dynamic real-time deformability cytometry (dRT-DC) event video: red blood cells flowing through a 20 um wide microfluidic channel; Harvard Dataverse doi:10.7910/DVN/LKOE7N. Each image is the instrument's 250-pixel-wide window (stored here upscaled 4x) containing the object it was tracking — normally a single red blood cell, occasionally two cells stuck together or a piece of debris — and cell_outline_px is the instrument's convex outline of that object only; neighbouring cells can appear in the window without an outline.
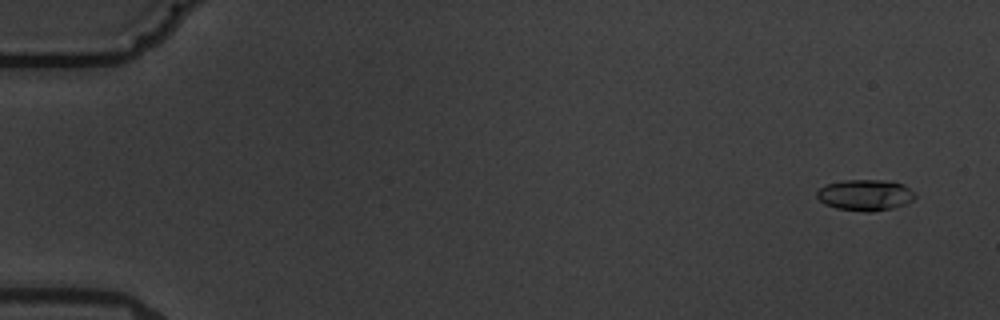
{"species": "common noctule bat (a hibernating species)", "species_latin": "Nyctalus noctula", "temperature_condition": "warm", "stored_images_in_passage": 8, "camera_frame_rate_fps": 3000, "um_per_image_px": 0.085, "animal": {"sex": "male", "body_mass_g": 19.5, "forearm_length_mm": 54.6}, "frame": {"image": 1, "passage_image": 1, "time_ms": 0.0, "image_size_px": [1000, 320], "cell_outline_px": [[916, 196], [912, 200], [904, 204], [892, 208], [872, 212], [868, 212], [836, 208], [824, 204], [816, 196], [816, 192], [820, 188], [828, 184], [844, 180], [892, 180], [904, 184]], "centroid_in_image_um": [73.54, 16.57], "position_along_channel_um": 11.5, "area_um2": 17.74}}
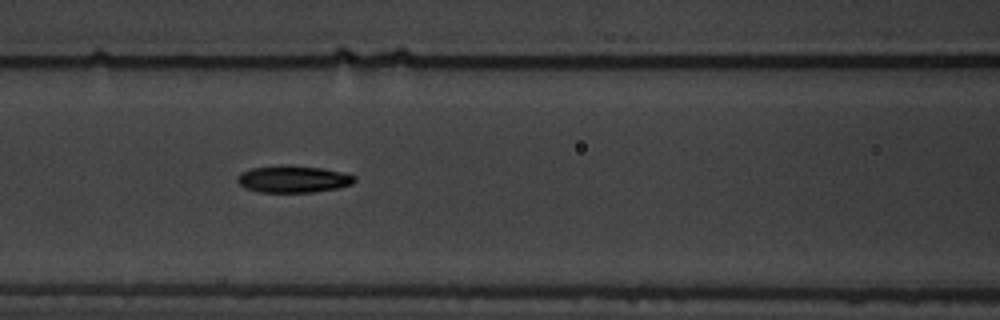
{"frame": {"image": 2, "passage_image": 7, "time_ms": 7.667, "image_size_px": [1000, 320], "cell_outline_px": [[356, 180], [352, 184], [340, 188], [312, 192], [260, 192], [244, 188], [236, 180], [244, 172], [252, 168], [288, 164], [324, 168], [356, 176]], "centroid_in_image_um": [24.97, 15.22], "position_along_channel_um": 141.6, "area_um2": 18.44}}
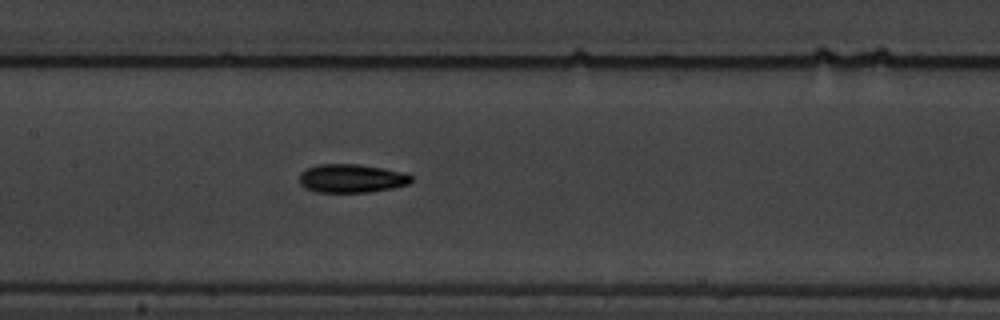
{"frame": {"image": 3, "passage_image": 8, "time_ms": 8.667, "image_size_px": [1000, 320], "cell_outline_px": [[412, 180], [408, 184], [392, 188], [368, 192], [316, 192], [304, 188], [300, 184], [300, 172], [316, 164], [356, 164], [384, 168], [408, 172], [412, 176]], "centroid_in_image_um": [29.89, 15.16], "position_along_channel_um": 177.5, "area_um2": 18.79}}